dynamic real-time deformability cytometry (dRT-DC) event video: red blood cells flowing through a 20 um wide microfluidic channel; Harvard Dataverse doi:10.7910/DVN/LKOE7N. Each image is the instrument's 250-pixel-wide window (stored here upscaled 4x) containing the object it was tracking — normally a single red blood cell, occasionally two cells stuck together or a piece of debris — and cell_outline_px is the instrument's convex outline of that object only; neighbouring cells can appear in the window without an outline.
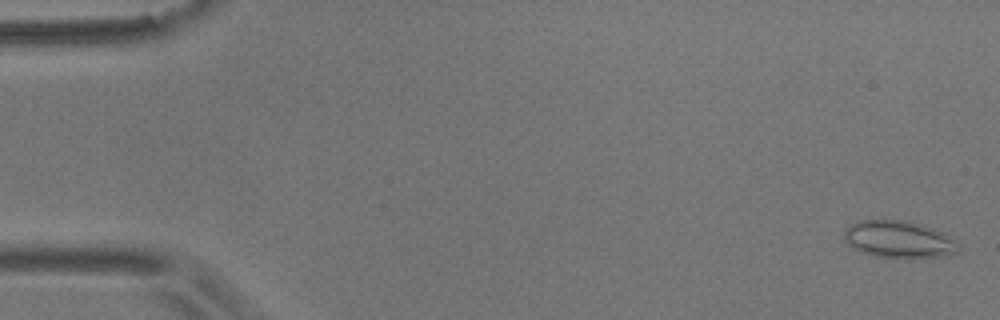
{"species": "common noctule bat (a hibernating species)", "species_latin": "Nyctalus noctula", "temperature_condition": "room temperature", "stored_images_in_passage": 6, "camera_frame_rate_fps": 3000, "um_per_image_px": 0.085, "animal": {"sex": "male", "body_mass_g": 17.9}, "frame": {"image": 1, "passage_image": 1, "time_ms": 0.0, "image_size_px": [1000, 320], "cell_outline_px": [[956, 252], [948, 256], [872, 256], [860, 252], [852, 248], [844, 240], [844, 228], [860, 220], [904, 220], [920, 224], [932, 228], [956, 240]], "centroid_in_image_um": [76.31, 20.32], "position_along_channel_um": 8.7, "area_um2": 24.16}}
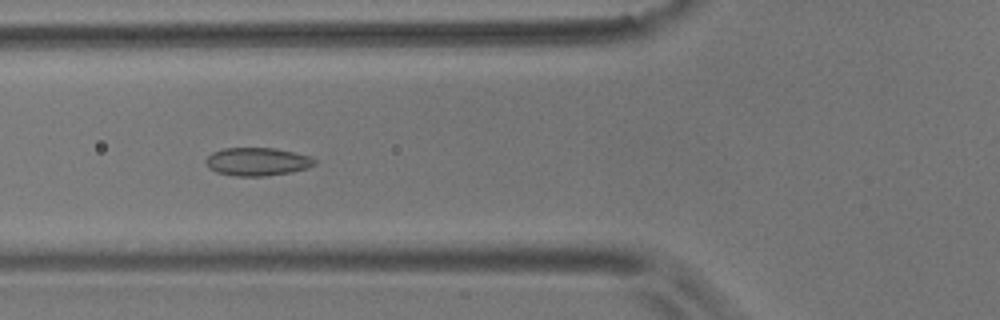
{"frame": {"image": 2, "passage_image": 5, "time_ms": 6.333, "image_size_px": [1000, 320], "cell_outline_px": [[316, 164], [308, 168], [292, 172], [264, 176], [236, 176], [216, 172], [208, 168], [204, 160], [212, 152], [224, 148], [272, 148], [312, 156], [316, 160]], "centroid_in_image_um": [21.86, 13.74], "position_along_channel_um": 103.9, "area_um2": 17.92}}
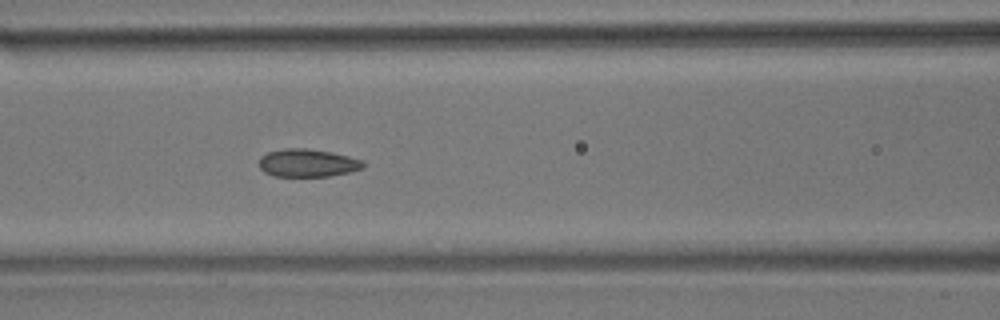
{"frame": {"image": 3, "passage_image": 6, "time_ms": 7.333, "image_size_px": [1000, 320], "cell_outline_px": [[364, 168], [348, 172], [328, 176], [272, 176], [264, 172], [256, 164], [260, 156], [268, 152], [284, 148], [308, 148], [332, 152], [364, 160]], "centroid_in_image_um": [26.1, 13.84], "position_along_channel_um": 140.5, "area_um2": 17.17}}